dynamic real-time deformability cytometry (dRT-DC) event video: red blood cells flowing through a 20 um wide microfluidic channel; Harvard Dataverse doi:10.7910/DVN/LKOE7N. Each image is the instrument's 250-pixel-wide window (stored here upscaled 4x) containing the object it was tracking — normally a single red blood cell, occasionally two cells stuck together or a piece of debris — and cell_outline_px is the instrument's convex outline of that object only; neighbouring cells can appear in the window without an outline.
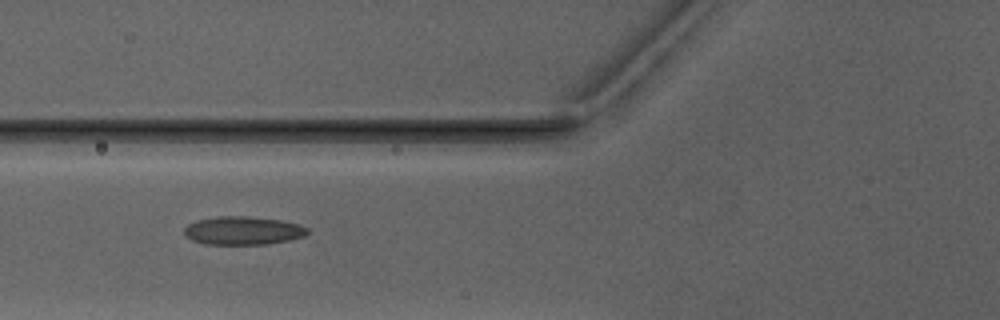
{"species": "Egyptian fruit bat (a non-hibernating species)", "species_latin": "Rousettus aegyptiacus", "temperature_condition": "warm", "stored_images_in_passage": 4, "camera_frame_rate_fps": 3000, "um_per_image_px": 0.085, "animal": {"sex": "male"}, "frame": {"image": 1, "passage_image": 4, "time_ms": 3.667, "image_size_px": [1000, 320], "cell_outline_px": [[308, 232], [304, 236], [288, 240], [264, 244], [204, 244], [192, 240], [184, 236], [184, 228], [188, 224], [196, 220], [216, 216], [248, 216], [280, 220], [296, 224], [308, 228]], "centroid_in_image_um": [20.59, 19.59], "position_along_channel_um": 105.2, "area_um2": 20.29}}